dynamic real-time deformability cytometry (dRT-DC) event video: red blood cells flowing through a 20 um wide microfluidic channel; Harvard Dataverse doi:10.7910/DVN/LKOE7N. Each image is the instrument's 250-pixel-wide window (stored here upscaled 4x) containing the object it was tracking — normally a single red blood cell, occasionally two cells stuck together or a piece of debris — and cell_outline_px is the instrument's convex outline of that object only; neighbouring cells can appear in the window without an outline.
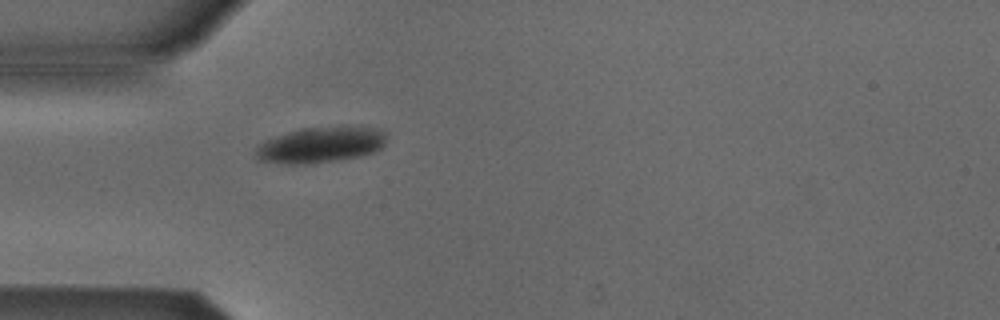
{"species": "Egyptian fruit bat (a non-hibernating species)", "species_latin": "Rousettus aegyptiacus", "temperature_condition": "cold", "stored_images_in_passage": 1, "camera_frame_rate_fps": 3000, "um_per_image_px": 0.085, "animal": {"sex": "male"}, "frame": {"image": 1, "passage_image": 1, "time_ms": 0.0, "image_size_px": [1000, 320], "cell_outline_px": [[388, 132], [384, 144], [380, 148], [372, 152], [360, 156], [336, 160], [292, 164], [288, 164], [256, 160], [256, 148], [264, 140], [300, 128], [340, 124], [344, 124], [380, 128]], "centroid_in_image_um": [27.31, 12.25], "position_along_channel_um": 57.7, "area_um2": 27.86}}